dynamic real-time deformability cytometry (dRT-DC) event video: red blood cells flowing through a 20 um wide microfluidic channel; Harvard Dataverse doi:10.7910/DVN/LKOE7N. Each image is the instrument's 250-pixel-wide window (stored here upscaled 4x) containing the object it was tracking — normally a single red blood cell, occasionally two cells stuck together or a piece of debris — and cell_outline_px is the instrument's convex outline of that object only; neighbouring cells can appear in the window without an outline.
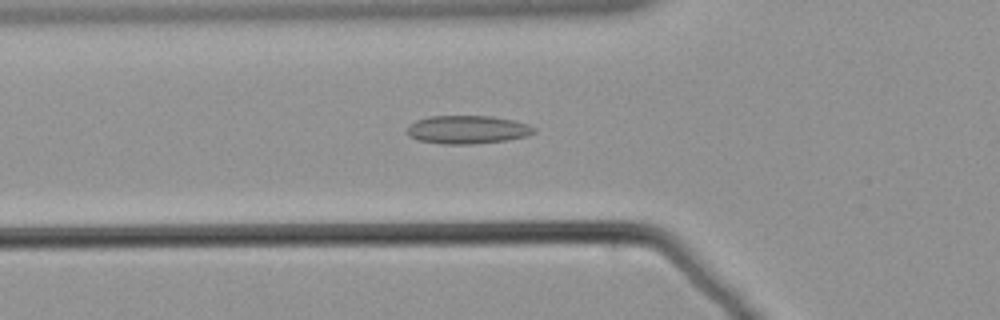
{"species": "common noctule bat (a hibernating species)", "species_latin": "Nyctalus noctula", "temperature_condition": "warm", "stored_images_in_passage": 59, "camera_frame_rate_fps": 3000, "um_per_image_px": 0.085, "animal": {"sex": "male", "body_mass_g": 21.5, "forearm_length_mm": 52.0}, "frame": {"image": 1, "passage_image": 21, "time_ms": 6.667, "image_size_px": [1000, 320], "cell_outline_px": [[536, 132], [528, 136], [508, 140], [472, 144], [444, 144], [420, 140], [408, 136], [404, 132], [404, 128], [408, 124], [416, 120], [428, 116], [492, 116], [512, 120], [528, 124], [536, 128]], "centroid_in_image_um": [39.7, 11.01], "position_along_channel_um": 86.1, "area_um2": 21.21}}
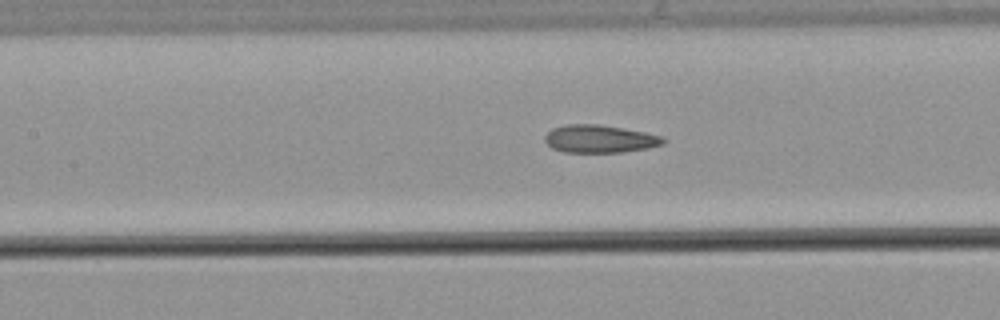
{"frame": {"image": 2, "passage_image": 27, "time_ms": 8.667, "image_size_px": [1000, 320], "cell_outline_px": [[668, 140], [664, 144], [648, 148], [620, 152], [564, 152], [552, 148], [544, 140], [544, 136], [552, 128], [564, 124], [600, 124], [644, 132], [660, 136]], "centroid_in_image_um": [50.96, 11.8], "position_along_channel_um": 156.4, "area_um2": 19.19}}
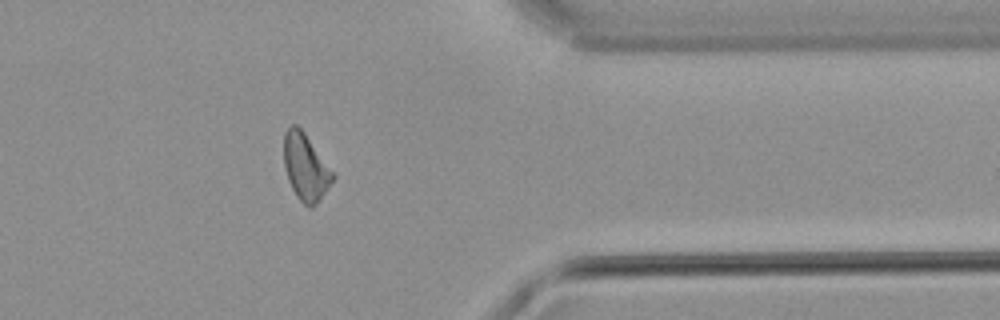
{"frame": {"image": 3, "passage_image": 48, "time_ms": 15.667, "image_size_px": [1000, 320], "cell_outline_px": [[336, 176], [316, 204], [312, 208], [308, 208], [296, 196], [288, 180], [284, 168], [284, 132], [292, 124], [296, 124], [304, 132]], "centroid_in_image_um": [25.96, 14.21], "position_along_channel_um": 385.4, "area_um2": 18.84}}